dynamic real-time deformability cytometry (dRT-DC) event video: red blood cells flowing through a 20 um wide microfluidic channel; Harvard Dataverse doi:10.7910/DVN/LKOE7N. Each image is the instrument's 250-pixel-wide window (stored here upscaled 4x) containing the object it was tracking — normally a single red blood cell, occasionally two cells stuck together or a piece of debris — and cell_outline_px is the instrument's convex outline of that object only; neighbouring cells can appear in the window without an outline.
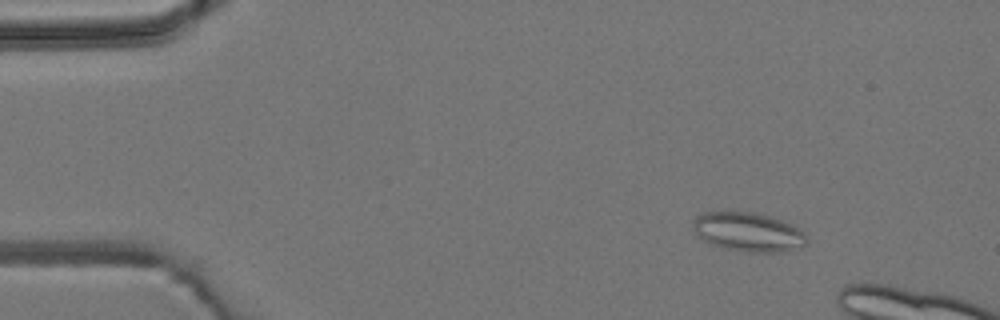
{"species": "common noctule bat (a hibernating species)", "species_latin": "Nyctalus noctula", "temperature_condition": "room temperature", "stored_images_in_passage": 5, "camera_frame_rate_fps": 3000, "um_per_image_px": 0.085, "animal": {"sex": "male", "body_mass_g": 19.2, "forearm_length_mm": 51.8}, "frame": {"image": 1, "passage_image": 2, "time_ms": 1.667, "image_size_px": [1000, 320], "cell_outline_px": [[808, 240], [804, 244], [780, 252], [748, 252], [724, 248], [712, 244], [704, 240], [692, 228], [692, 220], [700, 212], [752, 212], [768, 216], [792, 224], [800, 228], [808, 236]], "centroid_in_image_um": [63.58, 19.7], "position_along_channel_um": 21.4, "area_um2": 25.72}}